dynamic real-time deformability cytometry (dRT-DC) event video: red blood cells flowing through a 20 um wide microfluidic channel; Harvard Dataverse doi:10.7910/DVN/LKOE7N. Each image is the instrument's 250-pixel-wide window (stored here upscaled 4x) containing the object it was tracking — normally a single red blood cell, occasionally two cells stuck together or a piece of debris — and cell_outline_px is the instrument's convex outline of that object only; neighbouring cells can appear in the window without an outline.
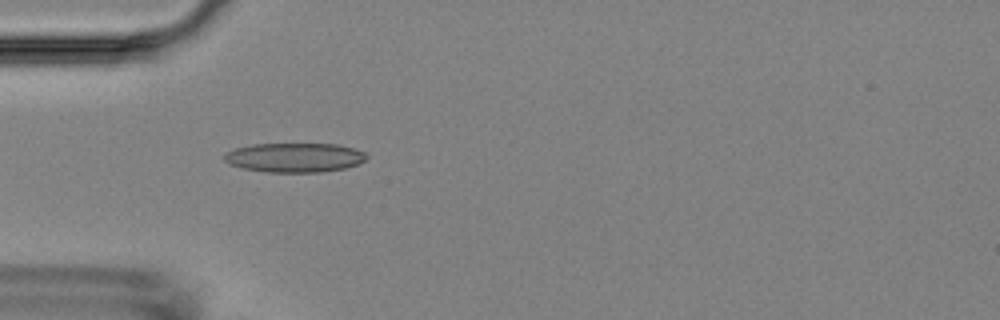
{"species": "Egyptian fruit bat (a non-hibernating species)", "species_latin": "Rousettus aegyptiacus", "temperature_condition": "room temperature", "stored_images_in_passage": 3, "camera_frame_rate_fps": 3000, "um_per_image_px": 0.085, "animal": {"sex": "female"}, "frame": {"image": 1, "passage_image": 2, "time_ms": 1.0, "image_size_px": [1000, 320], "cell_outline_px": [[368, 156], [360, 164], [344, 168], [320, 172], [264, 172], [240, 168], [228, 164], [224, 160], [224, 152], [236, 148], [252, 144], [336, 144], [352, 148], [364, 152]], "centroid_in_image_um": [24.99, 13.39], "position_along_channel_um": 60.0, "area_um2": 24.45}}